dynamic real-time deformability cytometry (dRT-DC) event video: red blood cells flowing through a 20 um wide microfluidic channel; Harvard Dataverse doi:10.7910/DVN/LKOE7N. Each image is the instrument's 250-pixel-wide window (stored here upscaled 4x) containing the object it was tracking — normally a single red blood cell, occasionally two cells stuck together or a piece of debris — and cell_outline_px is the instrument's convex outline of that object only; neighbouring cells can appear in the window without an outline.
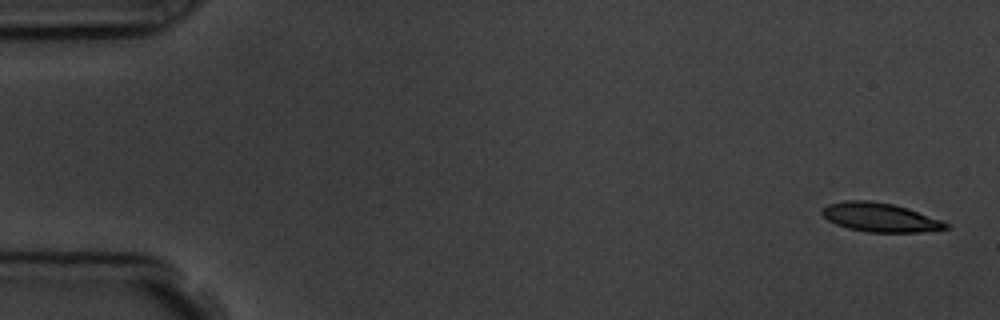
{"species": "common noctule bat (a hibernating species)", "species_latin": "Nyctalus noctula", "temperature_condition": "room temperature", "stored_images_in_passage": 5, "camera_frame_rate_fps": 3000, "um_per_image_px": 0.085, "animal": {"sex": "male", "body_mass_g": 19.5, "forearm_length_mm": 54.6}, "frame": {"image": 1, "passage_image": 1, "time_ms": 0.0, "image_size_px": [1000, 320], "cell_outline_px": [[948, 228], [920, 232], [868, 232], [848, 228], [836, 224], [828, 220], [820, 212], [828, 204], [844, 200], [872, 200], [892, 204], [908, 208], [940, 220], [948, 224]], "centroid_in_image_um": [74.77, 18.47], "position_along_channel_um": 10.2, "area_um2": 20.69}}
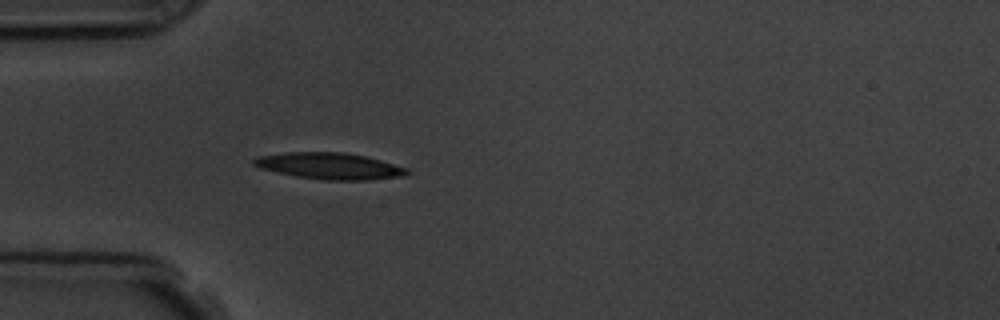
{"frame": {"image": 2, "passage_image": 5, "time_ms": 4.667, "image_size_px": [1000, 320], "cell_outline_px": [[408, 172], [404, 176], [364, 180], [324, 180], [296, 176], [260, 168], [252, 164], [252, 160], [260, 156], [284, 152], [344, 152], [368, 156], [408, 168]], "centroid_in_image_um": [28.03, 14.1], "position_along_channel_um": 57.0, "area_um2": 23.58}}